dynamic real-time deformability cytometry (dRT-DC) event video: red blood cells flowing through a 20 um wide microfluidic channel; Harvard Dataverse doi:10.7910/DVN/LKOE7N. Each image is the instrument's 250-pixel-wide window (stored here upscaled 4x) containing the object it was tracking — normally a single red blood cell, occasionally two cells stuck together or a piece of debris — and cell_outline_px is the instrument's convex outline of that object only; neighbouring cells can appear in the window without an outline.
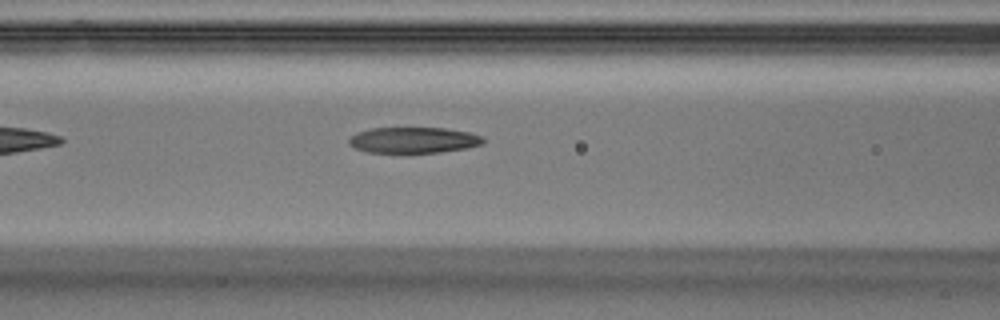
{"species": "Egyptian fruit bat (a non-hibernating species)", "species_latin": "Rousettus aegyptiacus", "temperature_condition": "warm", "stored_images_in_passage": 6, "camera_frame_rate_fps": 3000, "um_per_image_px": 0.085, "animal": {"sex": "male"}, "frame": {"image": 1, "passage_image": 6, "time_ms": 1.667, "image_size_px": [1000, 320], "cell_outline_px": [[484, 140], [480, 144], [468, 148], [440, 152], [368, 152], [356, 148], [348, 144], [348, 140], [352, 136], [360, 132], [372, 128], [444, 128], [468, 132], [484, 136]], "centroid_in_image_um": [35.18, 11.9], "position_along_channel_um": 131.4, "area_um2": 20.0}}